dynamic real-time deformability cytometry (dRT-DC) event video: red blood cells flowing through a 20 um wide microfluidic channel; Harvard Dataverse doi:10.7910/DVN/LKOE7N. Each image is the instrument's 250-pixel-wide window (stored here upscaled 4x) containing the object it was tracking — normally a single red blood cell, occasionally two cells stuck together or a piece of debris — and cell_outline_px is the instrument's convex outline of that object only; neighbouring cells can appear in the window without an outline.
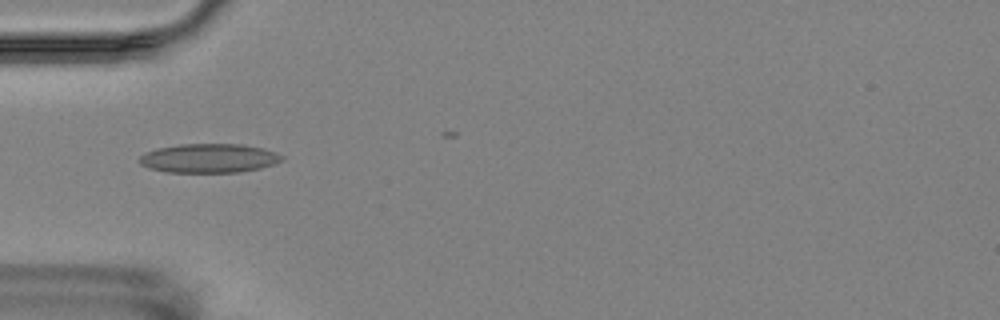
{"species": "Egyptian fruit bat (a non-hibernating species)", "species_latin": "Rousettus aegyptiacus", "temperature_condition": "room temperature", "stored_images_in_passage": 2, "camera_frame_rate_fps": 3000, "um_per_image_px": 0.085, "animal": {"sex": "female"}, "frame": {"image": 1, "passage_image": 1, "time_ms": 0.0, "image_size_px": [1000, 320], "cell_outline_px": [[284, 160], [276, 164], [260, 168], [240, 172], [164, 172], [148, 168], [140, 164], [140, 156], [144, 152], [156, 148], [180, 144], [244, 144], [264, 148], [276, 152], [284, 156]], "centroid_in_image_um": [17.79, 13.44], "position_along_channel_um": 67.2, "area_um2": 24.45}}
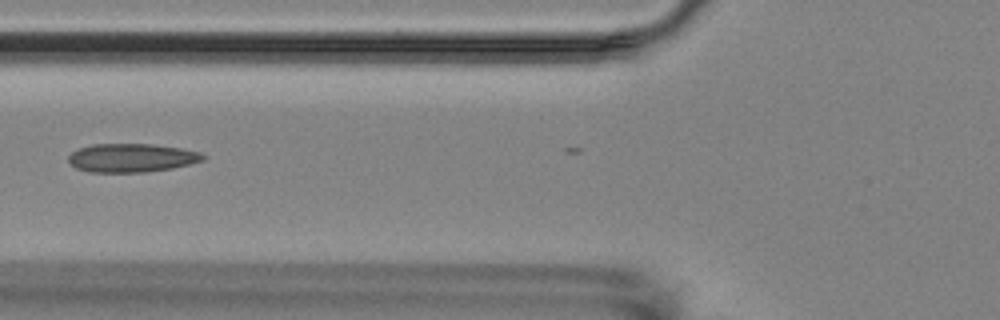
{"frame": {"image": 2, "passage_image": 2, "time_ms": 1.333, "image_size_px": [1000, 320], "cell_outline_px": [[208, 156], [204, 160], [172, 168], [144, 172], [88, 172], [76, 168], [68, 160], [68, 156], [72, 152], [80, 148], [92, 144], [152, 144], [180, 148], [200, 152]], "centroid_in_image_um": [11.19, 13.41], "position_along_channel_um": 114.6, "area_um2": 22.37}}